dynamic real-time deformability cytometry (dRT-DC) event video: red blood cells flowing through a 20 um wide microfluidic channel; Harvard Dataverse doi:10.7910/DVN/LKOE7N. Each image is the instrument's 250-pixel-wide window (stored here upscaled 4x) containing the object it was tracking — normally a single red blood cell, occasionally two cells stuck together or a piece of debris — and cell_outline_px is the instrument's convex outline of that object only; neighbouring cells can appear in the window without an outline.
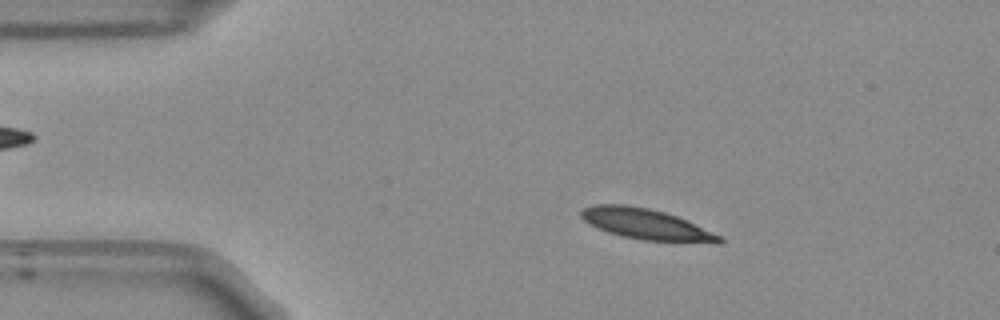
{"species": "Egyptian fruit bat (a non-hibernating species)", "species_latin": "Rousettus aegyptiacus", "temperature_condition": "room temperature", "stored_images_in_passage": 45, "camera_frame_rate_fps": 3000, "um_per_image_px": 0.085, "frame": {"image": 1, "passage_image": 1, "time_ms": 0.0, "image_size_px": [1000, 320], "cell_outline_px": [[724, 240], [720, 244], [716, 244], [640, 240], [608, 232], [584, 220], [580, 216], [580, 212], [584, 208], [596, 204], [624, 204], [648, 208], [664, 212], [676, 216], [724, 236]], "centroid_in_image_um": [55.02, 19.08], "position_along_channel_um": 30.0, "area_um2": 24.85}}
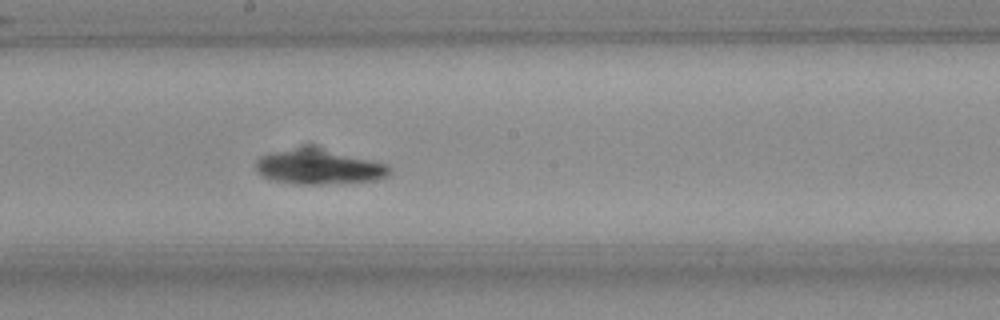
{"frame": {"image": 2, "passage_image": 20, "time_ms": 6.333, "image_size_px": [1000, 320], "cell_outline_px": [[392, 172], [388, 176], [380, 180], [328, 184], [284, 184], [268, 180], [256, 168], [256, 160], [260, 156], [276, 152], [304, 148], [308, 148], [388, 164], [392, 168]], "centroid_in_image_um": [27.1, 14.26], "position_along_channel_um": 221.1, "area_um2": 26.36}}
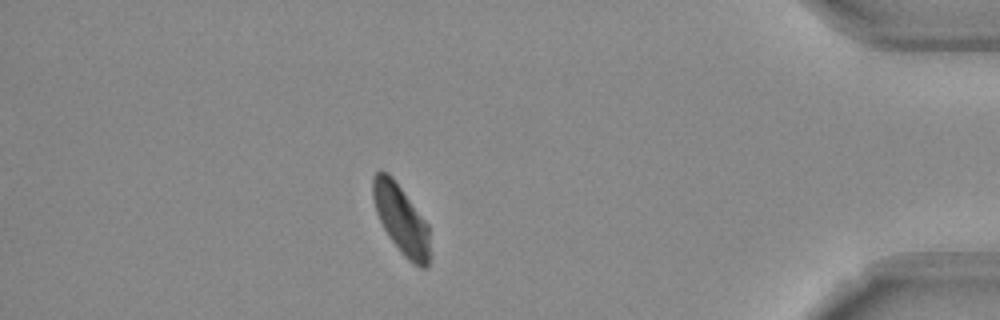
{"frame": {"image": 3, "passage_image": 38, "time_ms": 12.333, "image_size_px": [1000, 320], "cell_outline_px": [[428, 268], [420, 268], [412, 264], [400, 252], [388, 236], [376, 212], [372, 196], [372, 176], [380, 168], [388, 172], [392, 176], [428, 224]], "centroid_in_image_um": [34.06, 18.61], "position_along_channel_um": 401.1, "area_um2": 22.89}, "authors_computed_cell_mechanics": {"area_um2": 24.6806, "velocity_mm_per_s": 3.7655, "shape_relaxation_time_tau1_ms": 5.7132, "shape_relaxation_time_tau2_ms": 3.9842, "deformation_change_tau1": 0.174, "deformation_change_tau2": 0.0868}}